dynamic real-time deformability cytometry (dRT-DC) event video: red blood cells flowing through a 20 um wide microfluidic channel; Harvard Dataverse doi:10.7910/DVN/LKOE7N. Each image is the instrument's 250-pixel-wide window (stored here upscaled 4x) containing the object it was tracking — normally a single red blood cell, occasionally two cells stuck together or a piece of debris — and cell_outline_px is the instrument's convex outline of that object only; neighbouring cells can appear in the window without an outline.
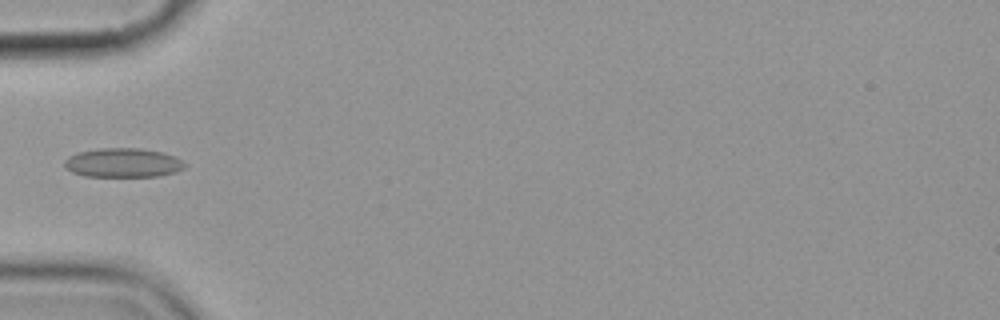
{"species": "common noctule bat (a hibernating species)", "species_latin": "Nyctalus noctula", "temperature_condition": "cold", "stored_images_in_passage": 5, "camera_frame_rate_fps": 3000, "um_per_image_px": 0.085, "animal": {"sex": "female", "body_mass_g": 19.9}, "frame": {"image": 1, "passage_image": 5, "time_ms": 4.667, "image_size_px": [1000, 320], "cell_outline_px": [[184, 168], [176, 172], [160, 176], [84, 176], [72, 172], [64, 164], [64, 160], [68, 156], [76, 152], [100, 148], [140, 148], [160, 152], [176, 156], [184, 164]], "centroid_in_image_um": [10.43, 13.83], "position_along_channel_um": 74.6, "area_um2": 20.4}}